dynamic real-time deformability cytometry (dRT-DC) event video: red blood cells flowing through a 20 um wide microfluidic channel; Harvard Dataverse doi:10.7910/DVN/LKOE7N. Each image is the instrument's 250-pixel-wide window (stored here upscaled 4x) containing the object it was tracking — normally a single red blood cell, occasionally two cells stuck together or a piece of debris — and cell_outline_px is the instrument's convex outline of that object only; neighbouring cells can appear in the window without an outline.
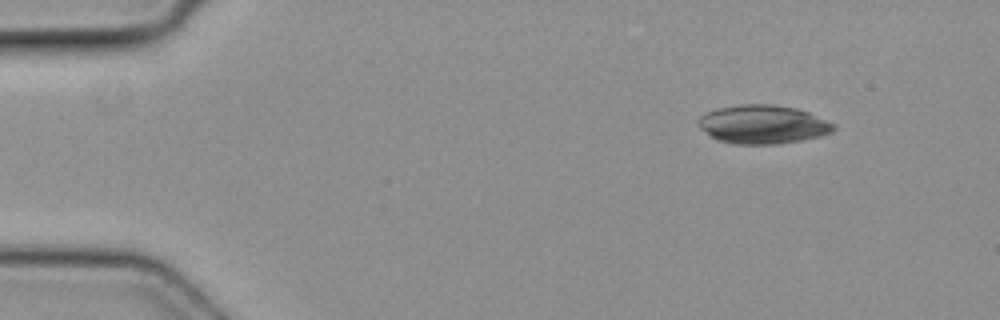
{"species": "common noctule bat (a hibernating species)", "species_latin": "Nyctalus noctula", "temperature_condition": "cold", "stored_images_in_passage": 44, "camera_frame_rate_fps": 3000, "um_per_image_px": 0.085, "animal": {"sex": "female", "body_mass_g": 19.3, "forearm_length_mm": 54.1}, "frame": {"image": 1, "passage_image": 1, "time_ms": 0.0, "image_size_px": [1000, 320], "cell_outline_px": [[836, 128], [832, 132], [820, 136], [800, 140], [776, 144], [732, 144], [716, 140], [700, 128], [696, 124], [696, 120], [700, 116], [708, 112], [720, 108], [740, 104], [772, 104], [796, 108], [808, 112], [836, 124]], "centroid_in_image_um": [64.83, 10.58], "position_along_channel_um": 20.2, "area_um2": 30.58}}